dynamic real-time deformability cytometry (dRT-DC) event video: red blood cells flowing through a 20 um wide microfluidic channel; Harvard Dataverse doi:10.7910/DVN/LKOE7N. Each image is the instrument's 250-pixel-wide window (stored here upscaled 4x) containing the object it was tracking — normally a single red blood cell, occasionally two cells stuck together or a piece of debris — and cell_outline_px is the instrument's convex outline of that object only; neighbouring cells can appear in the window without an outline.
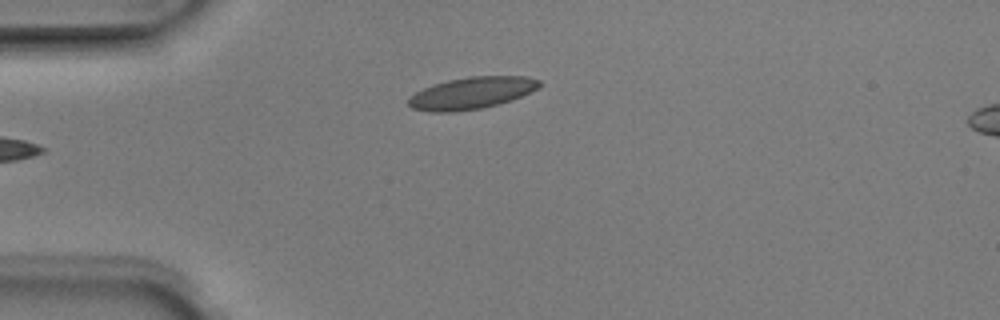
{"species": "Egyptian fruit bat (a non-hibernating species)", "species_latin": "Rousettus aegyptiacus", "temperature_condition": "room temperature", "stored_images_in_passage": 3, "camera_frame_rate_fps": 3000, "um_per_image_px": 0.085, "animal": {"sex": "male"}, "frame": {"image": 1, "passage_image": 3, "time_ms": 0.667, "image_size_px": [1000, 320], "cell_outline_px": [[540, 84], [536, 88], [512, 100], [480, 108], [452, 112], [428, 112], [412, 108], [408, 104], [408, 96], [432, 84], [448, 80], [468, 76], [524, 76], [540, 80]], "centroid_in_image_um": [40.02, 7.9], "position_along_channel_um": 45.0, "area_um2": 24.16}}